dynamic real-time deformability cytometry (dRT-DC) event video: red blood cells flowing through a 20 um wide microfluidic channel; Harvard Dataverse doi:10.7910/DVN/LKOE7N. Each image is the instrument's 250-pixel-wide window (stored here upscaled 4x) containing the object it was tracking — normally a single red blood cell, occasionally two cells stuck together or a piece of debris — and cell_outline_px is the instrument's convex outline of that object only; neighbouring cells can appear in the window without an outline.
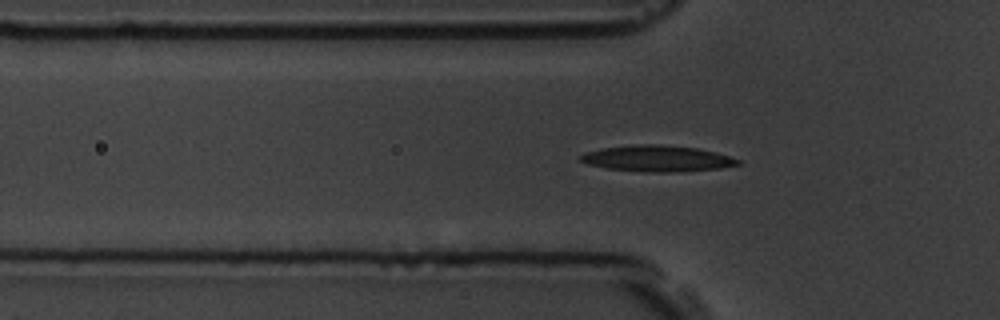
{"species": "common noctule bat (a hibernating species)", "species_latin": "Nyctalus noctula", "temperature_condition": "room temperature", "stored_images_in_passage": 48, "camera_frame_rate_fps": 3000, "um_per_image_px": 0.085, "animal": {"sex": "male", "body_mass_g": 19.5, "forearm_length_mm": 54.6}, "frame": {"image": 1, "passage_image": 9, "time_ms": 2.667, "image_size_px": [1000, 320], "cell_outline_px": [[740, 164], [720, 168], [676, 172], [648, 172], [608, 168], [588, 164], [580, 160], [580, 156], [584, 152], [604, 148], [636, 144], [660, 144], [700, 148], [716, 152], [740, 160]], "centroid_in_image_um": [55.88, 13.46], "position_along_channel_um": 69.9, "area_um2": 23.87}}
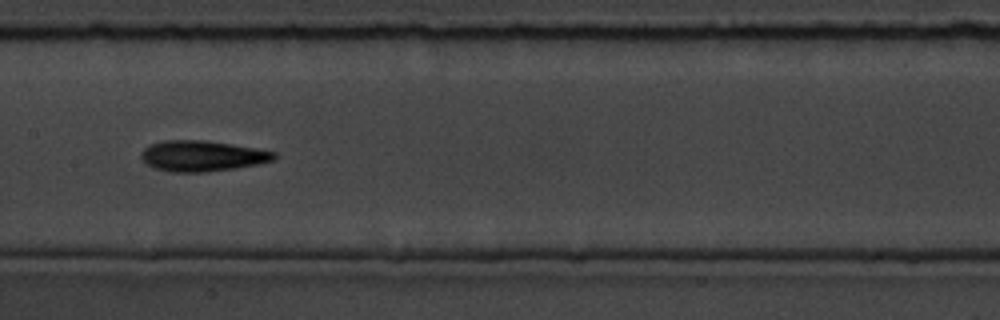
{"frame": {"image": 2, "passage_image": 19, "time_ms": 6.0, "image_size_px": [1000, 320], "cell_outline_px": [[276, 156], [272, 160], [256, 164], [236, 168], [204, 172], [168, 172], [156, 168], [148, 164], [140, 156], [140, 152], [144, 148], [152, 144], [164, 140], [204, 140], [232, 144], [256, 148], [276, 152]], "centroid_in_image_um": [17.17, 13.25], "position_along_channel_um": 190.2, "area_um2": 23.64}}
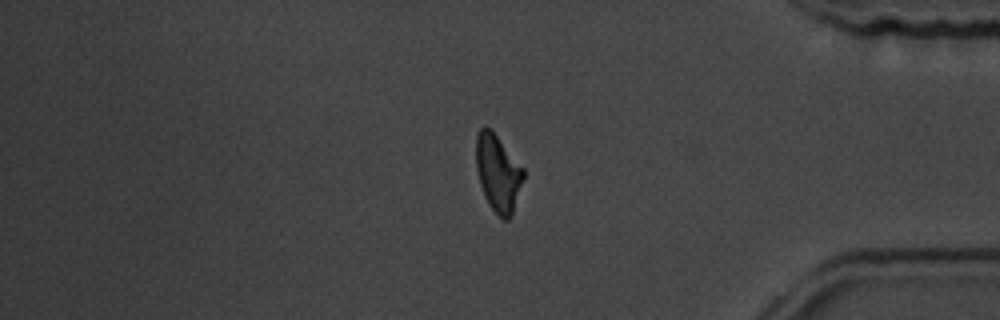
{"frame": {"image": 3, "passage_image": 38, "time_ms": 12.333, "image_size_px": [1000, 320], "cell_outline_px": [[524, 180], [512, 216], [508, 220], [504, 220], [488, 204], [484, 196], [480, 184], [476, 168], [476, 136], [480, 128], [484, 124], [492, 128], [524, 168]], "centroid_in_image_um": [42.34, 14.66], "position_along_channel_um": 392.9, "area_um2": 21.73}, "authors_computed_cell_mechanics": {"area_um2": 21.8773, "velocity_mm_per_s": 3.6054, "shape_relaxation_time_tau1_ms": 4.7827, "shape_relaxation_time_tau2_ms": 2.1895, "deformation_change_tau1": 0.182, "deformation_change_tau2": 0.1123}}